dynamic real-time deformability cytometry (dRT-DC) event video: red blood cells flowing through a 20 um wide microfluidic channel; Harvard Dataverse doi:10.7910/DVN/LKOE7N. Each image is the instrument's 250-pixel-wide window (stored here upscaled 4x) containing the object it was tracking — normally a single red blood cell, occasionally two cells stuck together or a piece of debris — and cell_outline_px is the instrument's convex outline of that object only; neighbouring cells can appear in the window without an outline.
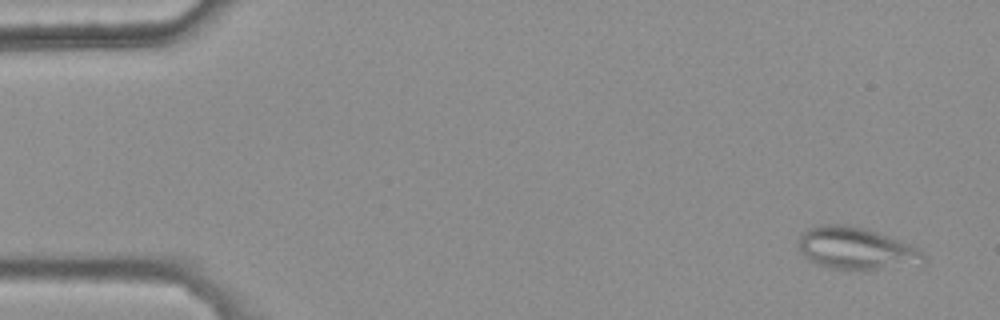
{"species": "common noctule bat (a hibernating species)", "species_latin": "Nyctalus noctula", "temperature_condition": "warm", "stored_images_in_passage": 46, "camera_frame_rate_fps": 3000, "um_per_image_px": 0.085, "animal": {"sex": "female", "body_mass_g": 25.1}, "frame": {"image": 1, "passage_image": 3, "time_ms": 0.667, "image_size_px": [1000, 320], "cell_outline_px": [[924, 260], [876, 268], [828, 268], [816, 264], [808, 260], [800, 252], [800, 236], [808, 228], [816, 224], [848, 224], [864, 228], [876, 232], [908, 244], [924, 252]], "centroid_in_image_um": [72.62, 21.06], "position_along_channel_um": 12.4, "area_um2": 29.48}}
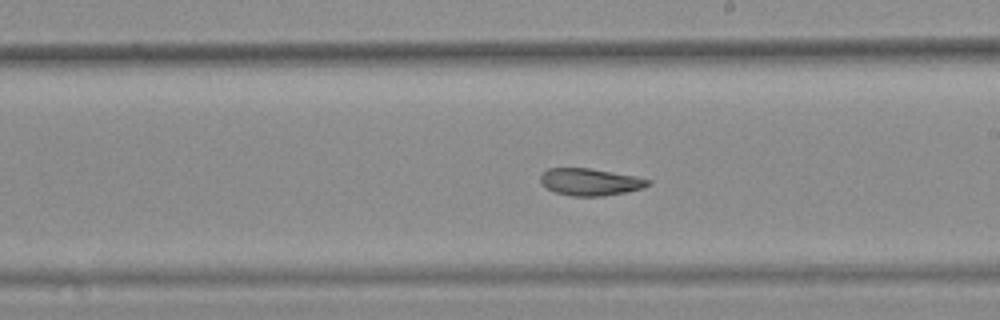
{"frame": {"image": 2, "passage_image": 31, "time_ms": 10.0, "image_size_px": [1000, 320], "cell_outline_px": [[652, 184], [644, 188], [604, 196], [572, 196], [556, 192], [548, 188], [540, 180], [540, 176], [548, 168], [588, 168], [636, 176], [652, 180]], "centroid_in_image_um": [50.22, 15.46], "position_along_channel_um": 238.8, "area_um2": 16.88}}
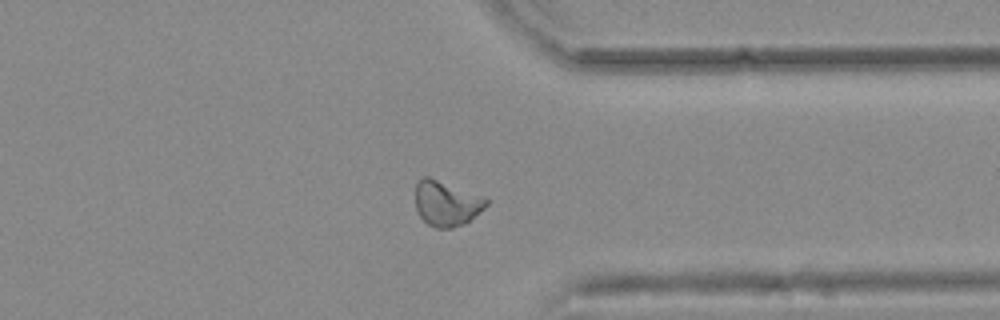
{"frame": {"image": 3, "passage_image": 42, "time_ms": 13.667, "image_size_px": [1000, 320], "cell_outline_px": [[488, 204], [484, 208], [464, 224], [452, 228], [436, 228], [428, 224], [420, 216], [416, 208], [416, 184], [424, 176], [428, 176], [488, 200]], "centroid_in_image_um": [37.91, 17.32], "position_along_channel_um": 373.5, "area_um2": 18.03}, "authors_computed_cell_mechanics": {"area_um2": 18.5538, "velocity_mm_per_s": 3.748, "shape_relaxation_time_tau1_ms": null, "shape_relaxation_time_tau2_ms": 3.0041, "deformation_change_tau1": null, "deformation_change_tau2": 0.0799}}